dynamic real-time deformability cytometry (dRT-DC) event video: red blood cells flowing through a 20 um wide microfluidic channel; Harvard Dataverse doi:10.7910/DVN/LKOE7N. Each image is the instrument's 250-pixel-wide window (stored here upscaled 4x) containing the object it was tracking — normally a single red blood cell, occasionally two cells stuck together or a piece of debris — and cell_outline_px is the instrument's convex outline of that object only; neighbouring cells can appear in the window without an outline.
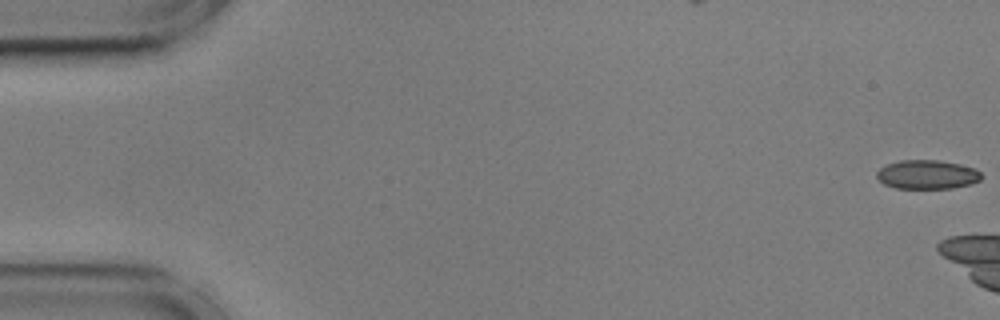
{"species": "common noctule bat (a hibernating species)", "species_latin": "Nyctalus noctula", "temperature_condition": "cold", "stored_images_in_passage": 9, "camera_frame_rate_fps": 3000, "um_per_image_px": 0.085, "animal": {"sex": "male", "body_mass_g": 17.9, "forearm_length_mm": 54.2}, "frame": {"image": 1, "passage_image": 1, "time_ms": 0.0, "image_size_px": [1000, 320], "cell_outline_px": [[980, 180], [972, 184], [952, 188], [896, 188], [884, 184], [876, 176], [876, 172], [880, 168], [888, 164], [900, 160], [940, 160], [960, 164], [976, 168], [980, 172]], "centroid_in_image_um": [78.82, 14.83], "position_along_channel_um": 6.2, "area_um2": 17.69}}